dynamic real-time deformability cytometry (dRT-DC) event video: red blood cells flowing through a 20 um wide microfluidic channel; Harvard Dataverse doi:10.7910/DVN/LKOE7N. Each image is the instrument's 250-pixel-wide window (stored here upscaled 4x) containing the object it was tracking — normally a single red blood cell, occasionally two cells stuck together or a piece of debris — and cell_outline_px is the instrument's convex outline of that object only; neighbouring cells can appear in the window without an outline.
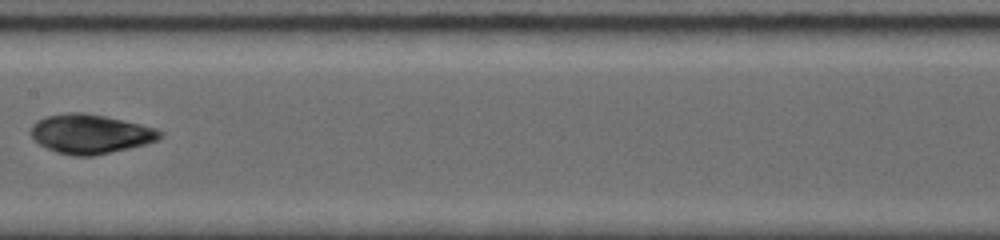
{"species": "common noctule bat (a hibernating species)", "species_latin": "Nyctalus noctula", "temperature_condition": "room temperature", "stored_images_in_passage": 18, "camera_frame_rate_fps": 5000, "um_per_image_px": 0.085, "animal": {"sex": "female", "body_mass_g": 19.0, "forearm_length_mm": 56.7}, "frame": {"image": 1, "passage_image": 6, "time_ms": 3.8, "image_size_px": [1000, 240], "cell_outline_px": [[164, 136], [156, 140], [144, 144], [128, 148], [92, 156], [72, 156], [56, 152], [40, 144], [28, 132], [32, 124], [36, 120], [48, 116], [68, 112], [84, 112], [104, 116], [140, 124], [156, 128], [164, 132]], "centroid_in_image_um": [7.66, 11.38], "position_along_channel_um": 199.7, "area_um2": 29.48}}